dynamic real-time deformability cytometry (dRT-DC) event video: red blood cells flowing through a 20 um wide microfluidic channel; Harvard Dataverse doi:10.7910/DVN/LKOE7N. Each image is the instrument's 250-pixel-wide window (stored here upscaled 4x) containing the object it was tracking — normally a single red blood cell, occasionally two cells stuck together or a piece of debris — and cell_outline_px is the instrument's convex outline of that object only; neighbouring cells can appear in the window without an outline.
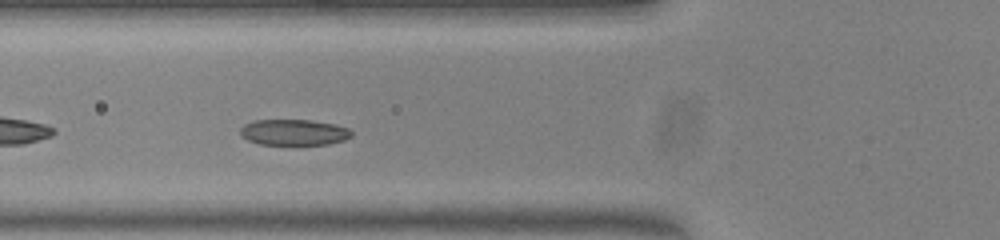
{"species": "common noctule bat (a hibernating species)", "species_latin": "Nyctalus noctula", "temperature_condition": "warm", "stored_images_in_passage": 37, "camera_frame_rate_fps": 3000, "um_per_image_px": 0.085, "animal": {"sex": "female", "body_mass_g": 23.0, "forearm_length_mm": 53.4}, "frame": {"image": 1, "passage_image": 3, "time_ms": 0.667, "image_size_px": [1000, 240], "cell_outline_px": [[352, 136], [344, 140], [328, 144], [260, 144], [248, 140], [240, 132], [240, 128], [244, 124], [252, 120], [312, 120], [336, 124], [348, 128], [352, 132]], "centroid_in_image_um": [25.0, 11.23], "position_along_channel_um": 100.8, "area_um2": 16.76}}
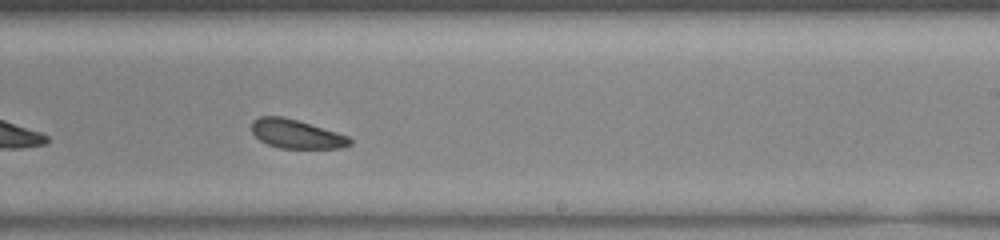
{"frame": {"image": 2, "passage_image": 16, "time_ms": 5.0, "image_size_px": [1000, 240], "cell_outline_px": [[352, 144], [340, 148], [280, 148], [268, 144], [260, 140], [252, 132], [252, 120], [260, 116], [280, 116], [296, 120], [336, 132], [348, 136], [352, 140]], "centroid_in_image_um": [25.18, 11.39], "position_along_channel_um": 263.8, "area_um2": 16.3}}
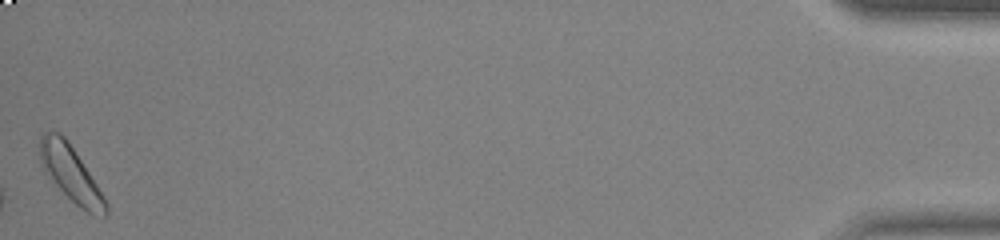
{"frame": {"image": 3, "passage_image": 37, "time_ms": 12.0, "image_size_px": [1000, 240], "cell_outline_px": [[108, 212], [104, 216], [88, 212], [80, 208], [44, 172], [40, 164], [40, 136], [44, 132], [60, 132], [68, 140], [104, 196], [108, 204]], "centroid_in_image_um": [6.0, 14.73], "position_along_channel_um": 429.2, "area_um2": 20.87}}